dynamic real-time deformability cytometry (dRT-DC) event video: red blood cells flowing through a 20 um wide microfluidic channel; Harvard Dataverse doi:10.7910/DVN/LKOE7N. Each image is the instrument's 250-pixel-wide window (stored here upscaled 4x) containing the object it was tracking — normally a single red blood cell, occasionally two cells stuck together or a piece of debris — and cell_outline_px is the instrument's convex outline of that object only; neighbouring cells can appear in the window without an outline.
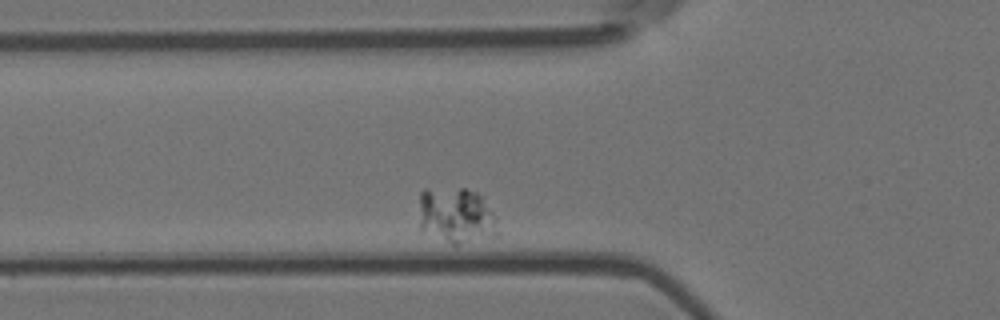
{"species": "Egyptian fruit bat (a non-hibernating species)", "species_latin": "Rousettus aegyptiacus", "temperature_condition": "room temperature", "stored_images_in_passage": 2, "camera_frame_rate_fps": 3000, "um_per_image_px": 0.085, "animal": {"sex": "female"}, "frame": {"image": 1, "passage_image": 2, "time_ms": 0.333, "image_size_px": [1000, 320], "cell_outline_px": [[500, 236], [460, 244], [452, 244], [420, 228], [420, 192], [424, 188], [464, 188], [476, 192], [484, 196], [496, 216], [500, 232]], "centroid_in_image_um": [38.87, 18.3], "position_along_channel_um": 86.9, "area_um2": 26.18}}